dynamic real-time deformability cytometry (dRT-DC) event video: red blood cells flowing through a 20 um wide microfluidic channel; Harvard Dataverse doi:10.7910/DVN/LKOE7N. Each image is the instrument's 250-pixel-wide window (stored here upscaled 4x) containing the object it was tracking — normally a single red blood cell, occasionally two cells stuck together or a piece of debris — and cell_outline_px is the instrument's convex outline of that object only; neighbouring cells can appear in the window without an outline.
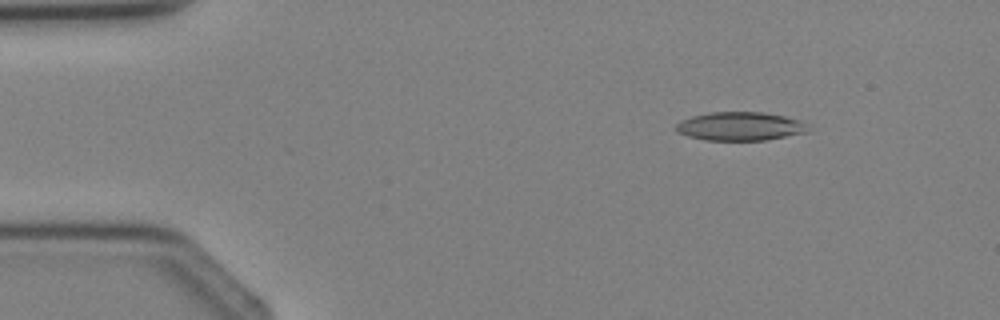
{"species": "Egyptian fruit bat (a non-hibernating species)", "species_latin": "Rousettus aegyptiacus", "temperature_condition": "cold", "stored_images_in_passage": 3, "camera_frame_rate_fps": 3000, "um_per_image_px": 0.085, "animal": {"sex": "female"}, "frame": {"image": 1, "passage_image": 1, "time_ms": 0.0, "image_size_px": [1000, 320], "cell_outline_px": [[808, 132], [764, 140], [704, 140], [688, 136], [676, 132], [676, 124], [680, 120], [692, 116], [712, 112], [764, 112], [784, 116], [808, 124]], "centroid_in_image_um": [62.88, 10.73], "position_along_channel_um": 22.1, "area_um2": 21.91}}
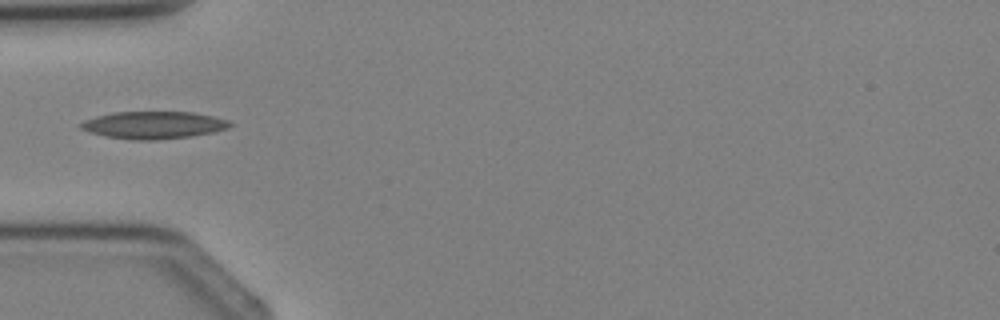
{"frame": {"image": 2, "passage_image": 3, "time_ms": 2.333, "image_size_px": [1000, 320], "cell_outline_px": [[232, 124], [228, 128], [212, 132], [192, 136], [160, 140], [128, 140], [104, 136], [80, 128], [80, 124], [84, 120], [96, 116], [116, 112], [192, 112], [212, 116], [228, 120]], "centroid_in_image_um": [13.05, 10.64], "position_along_channel_um": 72.0, "area_um2": 23.76}}